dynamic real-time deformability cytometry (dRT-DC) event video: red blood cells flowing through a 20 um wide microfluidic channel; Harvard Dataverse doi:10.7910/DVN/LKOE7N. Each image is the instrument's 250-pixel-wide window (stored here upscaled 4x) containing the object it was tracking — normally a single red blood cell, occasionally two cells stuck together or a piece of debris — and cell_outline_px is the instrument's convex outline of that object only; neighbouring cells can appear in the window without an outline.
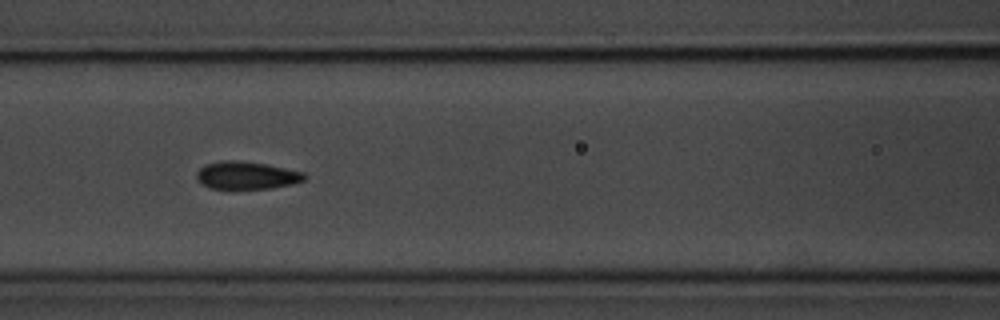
{"species": "common noctule bat (a hibernating species)", "species_latin": "Nyctalus noctula", "temperature_condition": "room temperature", "stored_images_in_passage": 47, "camera_frame_rate_fps": 3000, "um_per_image_px": 0.085, "animal": {"sex": "male", "body_mass_g": 20.1, "forearm_length_mm": 53.5}, "frame": {"image": 1, "passage_image": 14, "time_ms": 4.333, "image_size_px": [1000, 320], "cell_outline_px": [[308, 176], [304, 180], [292, 184], [272, 188], [232, 192], [228, 192], [208, 188], [200, 184], [196, 180], [196, 172], [200, 168], [208, 164], [224, 160], [236, 160], [268, 164], [304, 172]], "centroid_in_image_um": [20.91, 14.96], "position_along_channel_um": 145.7, "area_um2": 18.44}}
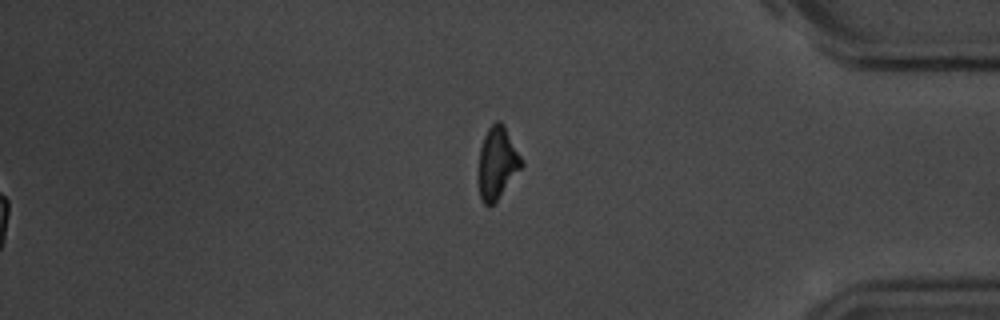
{"frame": {"image": 2, "passage_image": 47, "time_ms": 15.333, "image_size_px": [1000, 320], "cell_outline_px": [[524, 164], [496, 200], [488, 208], [484, 204], [480, 196], [480, 148], [484, 136], [488, 128], [496, 120], [500, 120], [504, 124], [524, 160]], "centroid_in_image_um": [42.3, 13.79], "position_along_channel_um": 392.9, "area_um2": 17.74}, "authors_computed_cell_mechanics": {"area_um2": 17.7446, "velocity_mm_per_s": 3.6346, "shape_relaxation_time_tau1_ms": 4.1003, "shape_relaxation_time_tau2_ms": 1.4507, "deformation_change_tau1": 0.107, "deformation_change_tau2": 0.0663}}